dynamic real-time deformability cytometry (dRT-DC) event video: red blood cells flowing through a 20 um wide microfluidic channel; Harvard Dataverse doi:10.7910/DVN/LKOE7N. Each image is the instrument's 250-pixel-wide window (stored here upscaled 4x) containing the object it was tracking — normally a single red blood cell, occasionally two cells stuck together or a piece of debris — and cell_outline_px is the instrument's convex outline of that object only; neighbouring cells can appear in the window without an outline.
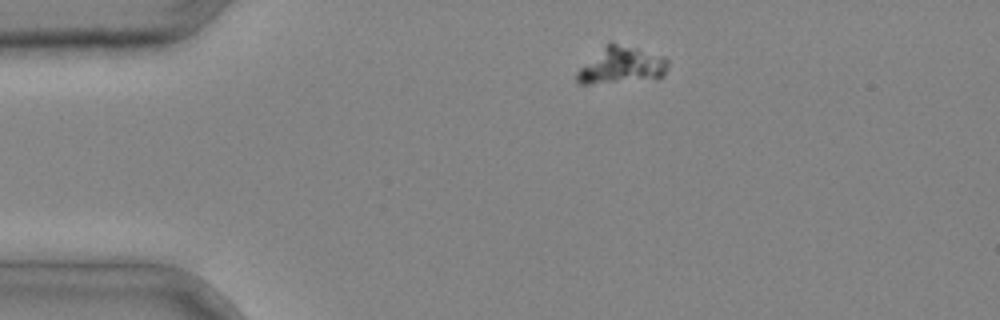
{"species": "common noctule bat (a hibernating species)", "species_latin": "Nyctalus noctula", "temperature_condition": "cold", "stored_images_in_passage": 2, "camera_frame_rate_fps": 3000, "um_per_image_px": 0.085, "animal": {"sex": "male", "body_mass_g": 20.4}, "frame": {"image": 1, "passage_image": 1, "time_ms": 0.0, "image_size_px": [1000, 320], "cell_outline_px": [[668, 68], [664, 76], [656, 80], [588, 84], [576, 84], [576, 72], [608, 40], [612, 40], [664, 56], [668, 60]], "centroid_in_image_um": [52.84, 5.55], "position_along_channel_um": 32.2, "area_um2": 20.35}}